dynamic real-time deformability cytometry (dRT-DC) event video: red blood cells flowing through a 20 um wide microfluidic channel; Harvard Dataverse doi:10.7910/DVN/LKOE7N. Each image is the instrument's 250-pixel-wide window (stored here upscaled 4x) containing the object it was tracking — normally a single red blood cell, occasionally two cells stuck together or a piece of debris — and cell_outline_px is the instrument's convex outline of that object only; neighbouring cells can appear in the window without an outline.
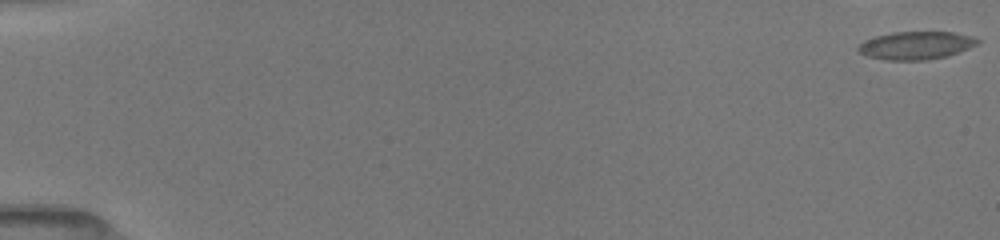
{"species": "common noctule bat (a hibernating species)", "species_latin": "Nyctalus noctula", "temperature_condition": "room temperature", "stored_images_in_passage": 18, "camera_frame_rate_fps": 3000, "um_per_image_px": 0.085, "animal": {"sex": "female", "body_mass_g": 19.5, "forearm_length_mm": 54.1}, "frame": {"image": 1, "passage_image": 1, "time_ms": 0.0, "image_size_px": [1000, 240], "cell_outline_px": [[980, 40], [976, 44], [968, 48], [948, 56], [928, 60], [884, 60], [868, 56], [860, 52], [856, 48], [864, 40], [876, 36], [892, 32], [952, 32], [972, 36]], "centroid_in_image_um": [77.84, 3.86], "position_along_channel_um": 7.2, "area_um2": 19.36}}